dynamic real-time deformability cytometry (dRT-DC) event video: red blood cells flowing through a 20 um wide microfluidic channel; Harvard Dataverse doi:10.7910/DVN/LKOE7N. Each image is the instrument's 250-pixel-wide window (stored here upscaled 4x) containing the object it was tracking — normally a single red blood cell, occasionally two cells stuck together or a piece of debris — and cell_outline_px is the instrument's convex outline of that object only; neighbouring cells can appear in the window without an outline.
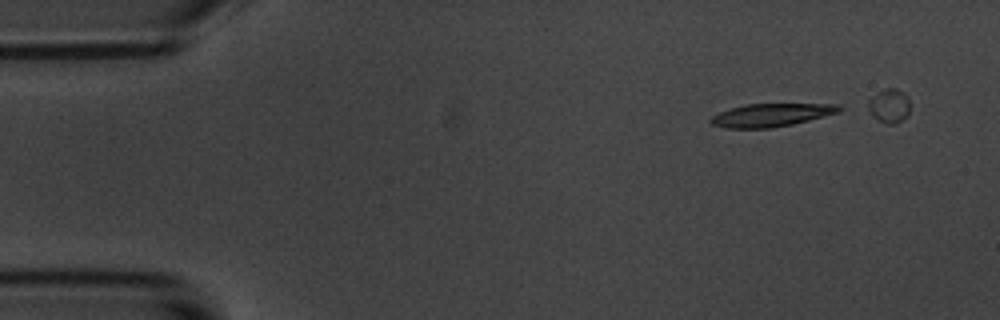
{"species": "common noctule bat (a hibernating species)", "species_latin": "Nyctalus noctula", "temperature_condition": "room temperature", "stored_images_in_passage": 39, "camera_frame_rate_fps": 3000, "um_per_image_px": 0.085, "animal": {"sex": "male", "body_mass_g": 20.1, "forearm_length_mm": 53.5}, "frame": {"image": 1, "passage_image": 4, "time_ms": 1.0, "image_size_px": [1000, 320], "cell_outline_px": [[844, 108], [840, 112], [792, 124], [772, 128], [724, 128], [712, 124], [708, 120], [712, 116], [720, 112], [744, 104], [840, 104]], "centroid_in_image_um": [65.57, 9.78], "position_along_channel_um": 19.4, "area_um2": 17.22}}
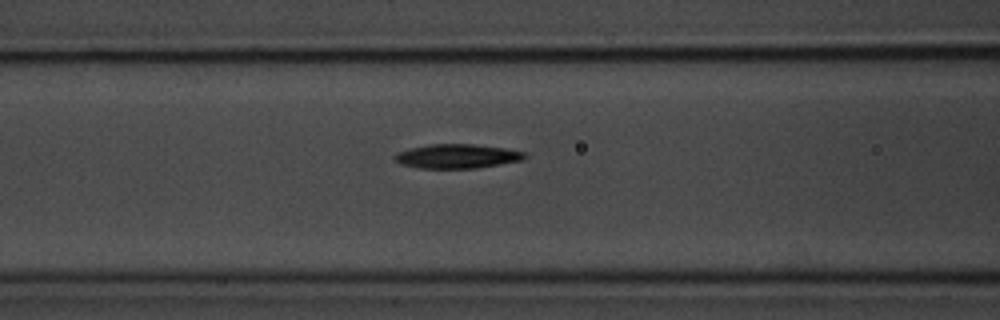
{"frame": {"image": 2, "passage_image": 20, "time_ms": 6.333, "image_size_px": [1000, 320], "cell_outline_px": [[528, 156], [520, 160], [500, 164], [476, 168], [420, 168], [400, 164], [396, 160], [396, 152], [408, 148], [428, 144], [472, 144], [504, 148], [524, 152]], "centroid_in_image_um": [38.82, 13.27], "position_along_channel_um": 127.8, "area_um2": 18.21}}
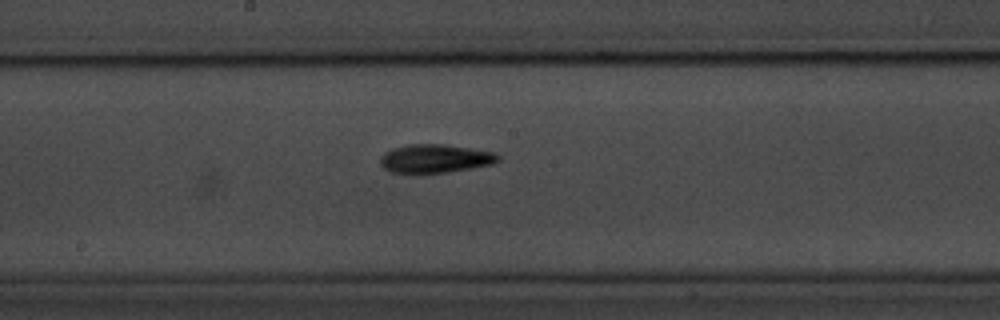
{"frame": {"image": 3, "passage_image": 27, "time_ms": 8.667, "image_size_px": [1000, 320], "cell_outline_px": [[500, 160], [492, 164], [472, 168], [448, 172], [420, 176], [408, 176], [392, 172], [384, 168], [380, 164], [380, 156], [384, 152], [392, 148], [408, 144], [444, 144], [492, 152], [500, 156]], "centroid_in_image_um": [36.89, 13.53], "position_along_channel_um": 211.3, "area_um2": 20.35}}